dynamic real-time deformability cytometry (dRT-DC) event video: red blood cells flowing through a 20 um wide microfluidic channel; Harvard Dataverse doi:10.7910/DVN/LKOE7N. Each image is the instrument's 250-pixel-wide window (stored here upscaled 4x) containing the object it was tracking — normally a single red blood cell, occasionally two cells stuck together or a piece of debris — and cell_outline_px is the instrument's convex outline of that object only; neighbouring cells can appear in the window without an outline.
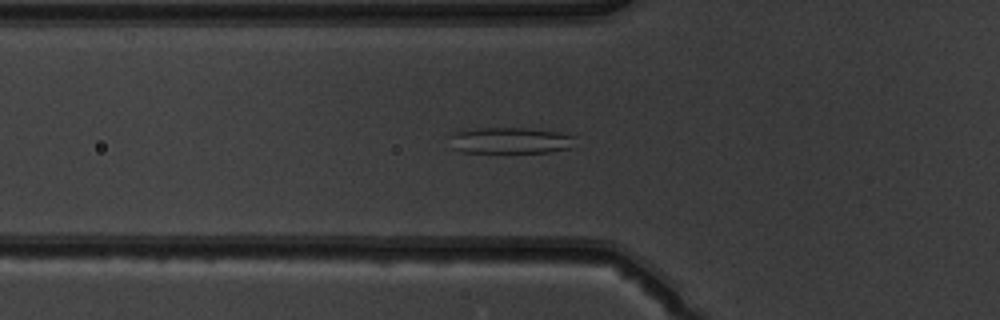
{"species": "common noctule bat (a hibernating species)", "species_latin": "Nyctalus noctula", "temperature_condition": "warm", "stored_images_in_passage": 52, "camera_frame_rate_fps": 3000, "um_per_image_px": 0.085, "animal": {"sex": "male", "body_mass_g": 19.5, "forearm_length_mm": 54.6}, "frame": {"image": 1, "passage_image": 19, "time_ms": 6.0, "image_size_px": [1000, 320], "cell_outline_px": [[572, 136], [568, 148], [548, 152], [464, 152], [452, 148], [448, 136], [456, 132], [476, 128], [524, 128], [560, 132]], "centroid_in_image_um": [43.26, 11.93], "position_along_channel_um": 82.5, "area_um2": 18.79}}
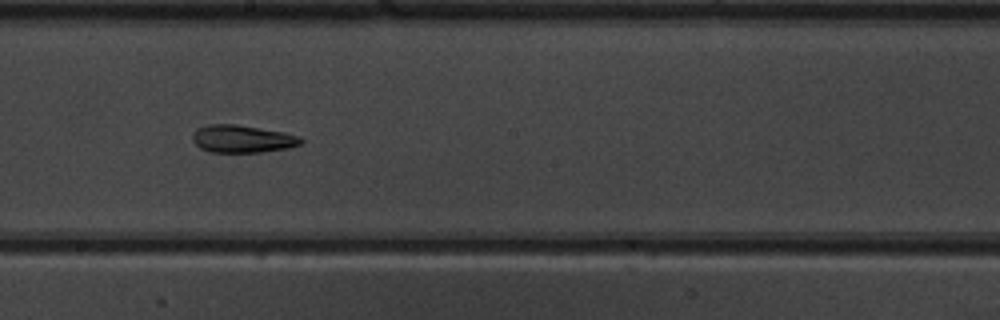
{"frame": {"image": 2, "passage_image": 30, "time_ms": 9.667, "image_size_px": [1000, 320], "cell_outline_px": [[304, 140], [300, 144], [288, 148], [260, 152], [212, 152], [200, 148], [192, 140], [192, 136], [196, 128], [208, 124], [236, 124], [284, 132], [300, 136]], "centroid_in_image_um": [20.59, 11.79], "position_along_channel_um": 227.6, "area_um2": 17.46}}
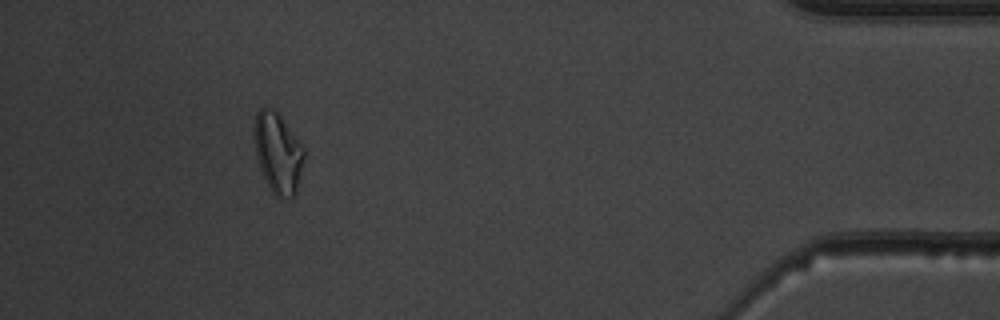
{"frame": {"image": 3, "passage_image": 48, "time_ms": 15.667, "image_size_px": [1000, 320], "cell_outline_px": [[304, 156], [296, 196], [280, 200], [272, 192], [260, 168], [256, 156], [256, 112], [260, 108], [272, 108], [280, 116], [304, 148]], "centroid_in_image_um": [23.65, 13.06], "position_along_channel_um": 411.5, "area_um2": 22.77}, "authors_computed_cell_mechanics": {"area_um2": 21.3571, "velocity_mm_per_s": 3.9529, "shape_relaxation_time_tau1_ms": null, "shape_relaxation_time_tau2_ms": 5.1204, "deformation_change_tau1": null, "deformation_change_tau2": 0.1323}}